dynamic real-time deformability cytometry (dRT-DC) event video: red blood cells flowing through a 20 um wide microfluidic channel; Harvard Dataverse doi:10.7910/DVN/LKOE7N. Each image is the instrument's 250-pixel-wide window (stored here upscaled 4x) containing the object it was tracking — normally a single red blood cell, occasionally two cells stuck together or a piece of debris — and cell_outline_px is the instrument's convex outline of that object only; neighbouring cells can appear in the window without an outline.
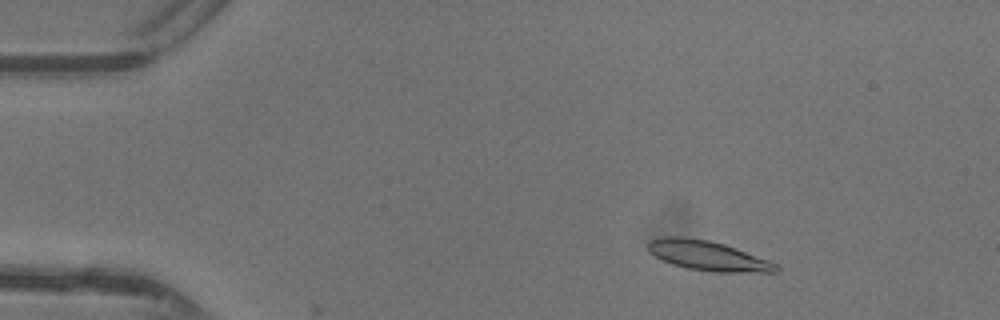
{"species": "common noctule bat (a hibernating species)", "species_latin": "Nyctalus noctula", "temperature_condition": "warm", "stored_images_in_passage": 9, "camera_frame_rate_fps": 3000, "um_per_image_px": 0.085, "animal": {"sex": "female"}, "frame": {"image": 1, "passage_image": 7, "time_ms": 2.0, "image_size_px": [1000, 320], "cell_outline_px": [[780, 272], [716, 272], [688, 268], [672, 264], [656, 256], [648, 248], [648, 244], [652, 240], [664, 236], [680, 236], [708, 240], [724, 244], [736, 248], [780, 264]], "centroid_in_image_um": [60.25, 21.74], "position_along_channel_um": 24.7, "area_um2": 22.02}}